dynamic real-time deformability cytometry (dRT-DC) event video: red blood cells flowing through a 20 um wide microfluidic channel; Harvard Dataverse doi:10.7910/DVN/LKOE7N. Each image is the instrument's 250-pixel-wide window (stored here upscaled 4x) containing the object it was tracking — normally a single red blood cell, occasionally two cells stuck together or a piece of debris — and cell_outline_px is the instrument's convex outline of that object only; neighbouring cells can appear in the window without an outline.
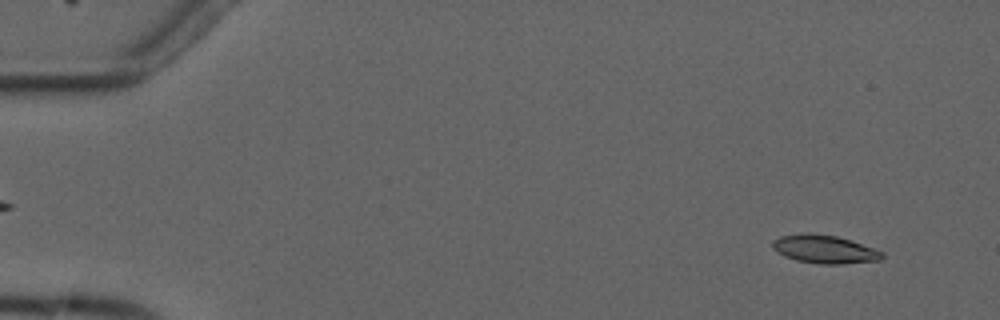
{"species": "common noctule bat (a hibernating species)", "species_latin": "Nyctalus noctula", "temperature_condition": "cold", "stored_images_in_passage": 4, "camera_frame_rate_fps": 3000, "um_per_image_px": 0.085, "animal": {"sex": "male", "forearm_length_mm": 52.5}, "frame": {"image": 1, "passage_image": 1, "time_ms": 0.0, "image_size_px": [1000, 320], "cell_outline_px": [[884, 256], [880, 260], [840, 264], [820, 264], [796, 260], [784, 256], [776, 252], [772, 248], [772, 240], [780, 236], [804, 232], [808, 232], [836, 236], [852, 240], [884, 252]], "centroid_in_image_um": [70.06, 21.17], "position_along_channel_um": 14.9, "area_um2": 18.26}}